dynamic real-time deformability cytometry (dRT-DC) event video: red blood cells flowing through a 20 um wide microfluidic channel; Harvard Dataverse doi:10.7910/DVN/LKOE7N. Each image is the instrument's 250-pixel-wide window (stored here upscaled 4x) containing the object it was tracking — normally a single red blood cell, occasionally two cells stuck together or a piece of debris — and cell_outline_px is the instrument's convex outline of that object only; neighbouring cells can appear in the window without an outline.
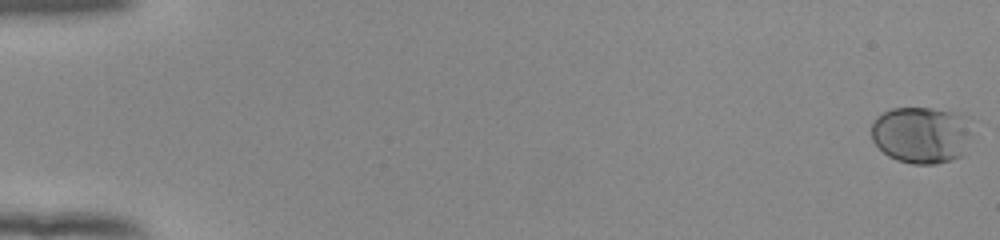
{"species": "human", "species_latin": "Homo sapiens", "temperature_condition": "room temperature", "stored_images_in_passage": 54, "camera_frame_rate_fps": 3000, "um_per_image_px": 0.085, "donor": {"sex": "female"}, "frame": {"image": 1, "passage_image": 1, "time_ms": 0.0, "image_size_px": [1000, 240], "cell_outline_px": [[968, 136], [964, 156], [952, 160], [936, 164], [912, 164], [896, 160], [888, 156], [872, 140], [872, 124], [876, 116], [892, 108], [932, 108], [960, 112], [964, 116]], "centroid_in_image_um": [78.28, 11.47], "position_along_channel_um": 6.7, "area_um2": 33.23}}
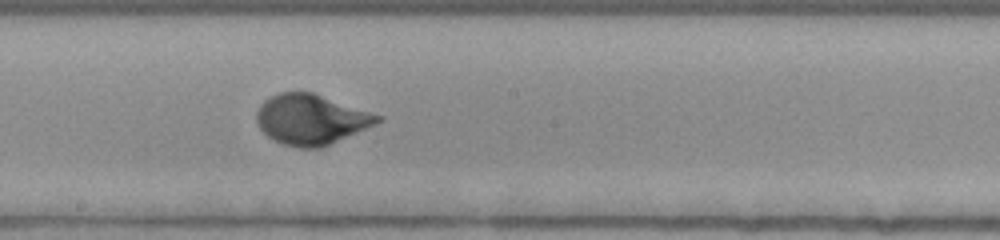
{"frame": {"image": 2, "passage_image": 32, "time_ms": 10.333, "image_size_px": [1000, 240], "cell_outline_px": [[384, 120], [376, 124], [320, 148], [300, 148], [284, 144], [272, 140], [260, 128], [256, 120], [256, 112], [260, 104], [264, 100], [280, 92], [312, 92], [384, 116]], "centroid_in_image_um": [26.45, 10.15], "position_along_channel_um": 221.8, "area_um2": 35.32}}
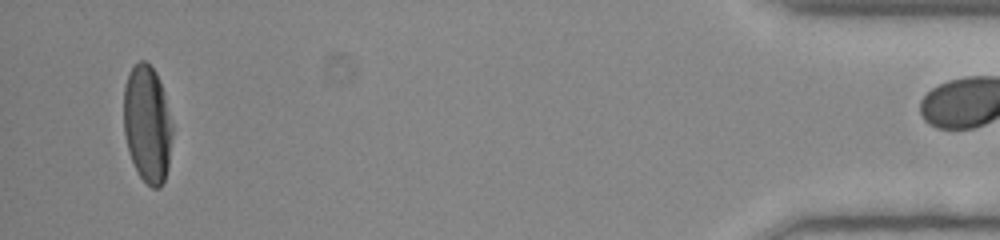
{"frame": {"image": 3, "passage_image": 53, "time_ms": 17.333, "image_size_px": [1000, 240], "cell_outline_px": [[172, 136], [168, 168], [164, 180], [160, 188], [152, 188], [140, 176], [128, 152], [124, 132], [124, 88], [128, 72], [140, 60], [144, 60], [156, 72], [160, 80], [164, 92], [172, 124]], "centroid_in_image_um": [12.52, 10.53], "position_along_channel_um": 422.7, "area_um2": 33.29}}